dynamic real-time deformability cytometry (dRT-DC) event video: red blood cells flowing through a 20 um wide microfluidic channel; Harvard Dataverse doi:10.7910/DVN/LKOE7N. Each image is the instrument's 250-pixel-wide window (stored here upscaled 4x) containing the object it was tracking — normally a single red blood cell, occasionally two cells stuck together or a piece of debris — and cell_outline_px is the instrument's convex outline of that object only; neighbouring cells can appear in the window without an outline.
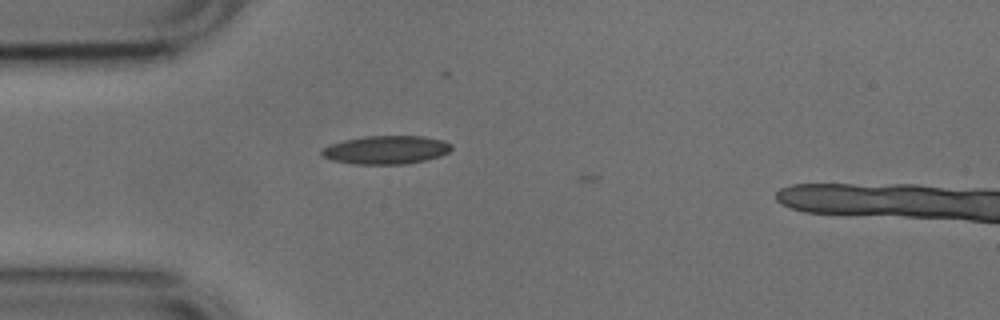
{"species": "common noctule bat (a hibernating species)", "species_latin": "Nyctalus noctula", "temperature_condition": "cold", "stored_images_in_passage": 3, "camera_frame_rate_fps": 3000, "um_per_image_px": 0.085, "animal": {"sex": "male", "body_mass_g": 17.9, "forearm_length_mm": 54.2}, "frame": {"image": 1, "passage_image": 2, "time_ms": 0.333, "image_size_px": [1000, 320], "cell_outline_px": [[452, 148], [448, 152], [440, 156], [424, 160], [404, 164], [352, 164], [332, 160], [324, 156], [320, 152], [328, 144], [344, 140], [364, 136], [424, 136], [444, 140], [452, 144]], "centroid_in_image_um": [32.82, 12.73], "position_along_channel_um": 52.2, "area_um2": 21.5}}